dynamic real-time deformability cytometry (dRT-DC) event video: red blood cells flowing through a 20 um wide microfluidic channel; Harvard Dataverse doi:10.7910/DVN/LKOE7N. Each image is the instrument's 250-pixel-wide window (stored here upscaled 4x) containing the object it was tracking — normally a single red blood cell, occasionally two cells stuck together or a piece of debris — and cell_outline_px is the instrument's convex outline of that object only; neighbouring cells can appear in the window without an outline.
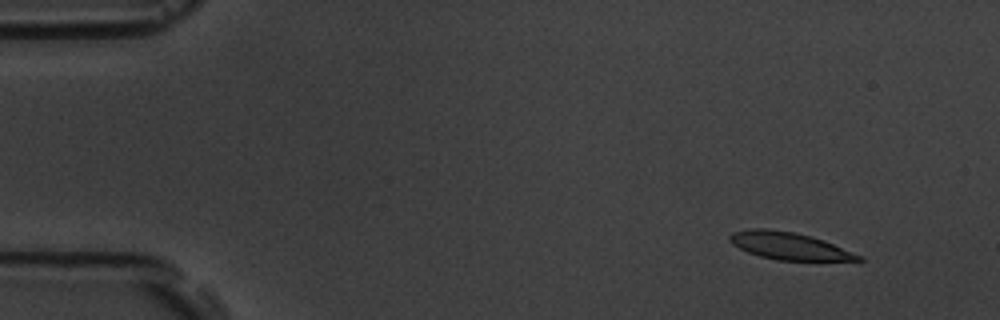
{"species": "common noctule bat (a hibernating species)", "species_latin": "Nyctalus noctula", "temperature_condition": "room temperature", "stored_images_in_passage": 50, "camera_frame_rate_fps": 3000, "um_per_image_px": 0.085, "animal": {"sex": "male", "body_mass_g": 19.5, "forearm_length_mm": 54.6}, "frame": {"image": 1, "passage_image": 1, "time_ms": 0.0, "image_size_px": [1000, 320], "cell_outline_px": [[864, 260], [860, 264], [776, 260], [760, 256], [748, 252], [732, 244], [728, 240], [728, 236], [732, 232], [752, 228], [768, 228], [796, 232], [812, 236], [824, 240], [864, 256]], "centroid_in_image_um": [67.28, 20.96], "position_along_channel_um": 17.7, "area_um2": 21.85}}
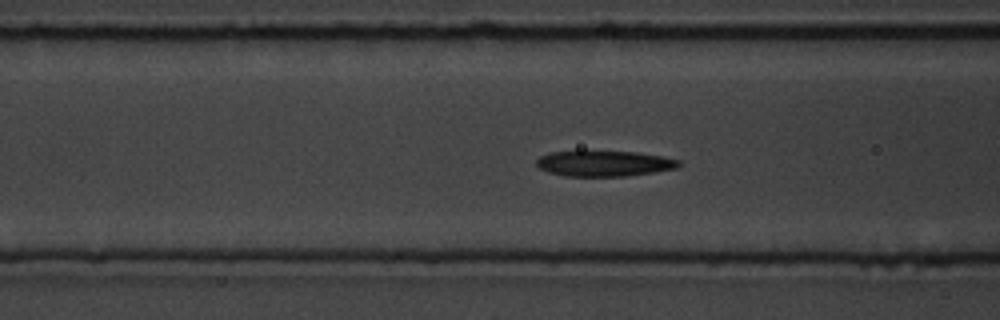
{"frame": {"image": 2, "passage_image": 17, "time_ms": 5.333, "image_size_px": [1000, 320], "cell_outline_px": [[684, 164], [676, 168], [656, 172], [628, 176], [564, 176], [548, 172], [540, 168], [536, 164], [536, 160], [540, 156], [552, 152], [636, 152], [660, 156], [680, 160]], "centroid_in_image_um": [51.4, 13.91], "position_along_channel_um": 115.2, "area_um2": 21.1}}
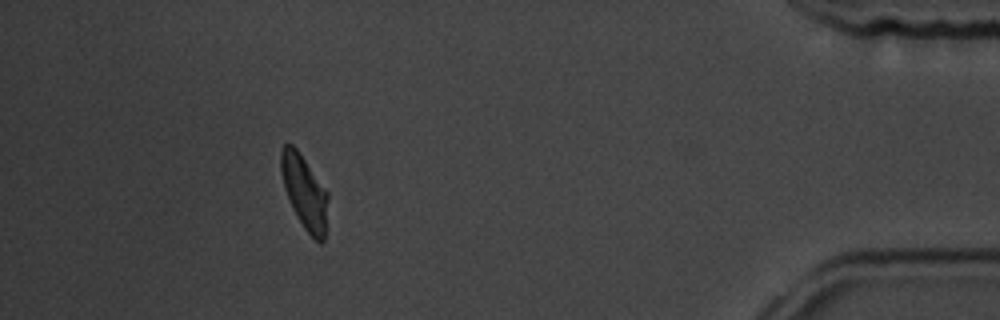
{"frame": {"image": 3, "passage_image": 45, "time_ms": 14.667, "image_size_px": [1000, 320], "cell_outline_px": [[328, 196], [324, 240], [320, 244], [304, 228], [296, 216], [292, 208], [284, 188], [280, 172], [280, 152], [284, 144], [292, 144], [296, 148], [328, 192]], "centroid_in_image_um": [25.86, 16.31], "position_along_channel_um": 409.3, "area_um2": 20.06}, "authors_computed_cell_mechanics": {"area_um2": 21.386, "velocity_mm_per_s": 3.7467, "shape_relaxation_time_tau1_ms": 2.7605, "shape_relaxation_time_tau2_ms": 2.535, "deformation_change_tau1": 0.1304, "deformation_change_tau2": 0.1062}}